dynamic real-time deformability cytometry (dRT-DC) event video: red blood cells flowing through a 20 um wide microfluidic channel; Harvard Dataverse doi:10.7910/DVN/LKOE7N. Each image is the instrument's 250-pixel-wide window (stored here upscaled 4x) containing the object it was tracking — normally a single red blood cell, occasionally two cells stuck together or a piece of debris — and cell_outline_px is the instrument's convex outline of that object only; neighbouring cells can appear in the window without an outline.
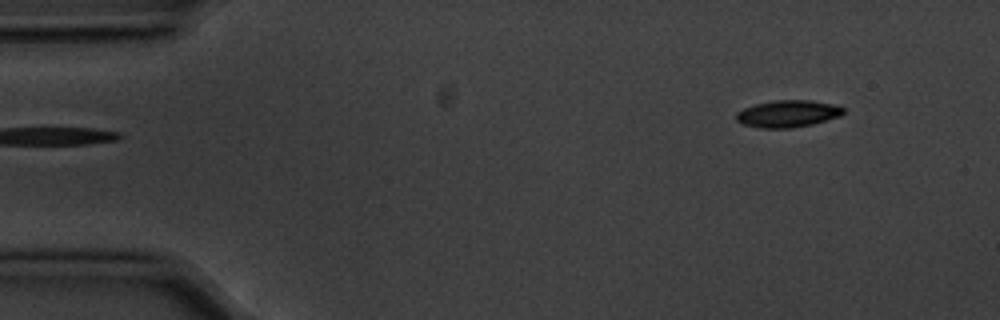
{"species": "common noctule bat (a hibernating species)", "species_latin": "Nyctalus noctula", "temperature_condition": "cold", "stored_images_in_passage": 4, "segment_of_instrument_passage": [2, 2], "camera_frame_rate_fps": 3000, "um_per_image_px": 0.085, "animal": {"sex": "male", "body_mass_g": 20.1, "forearm_length_mm": 53.5}, "frame": {"image": 1, "passage_image": 4, "time_ms": 1.0, "image_size_px": [1000, 320], "cell_outline_px": [[844, 112], [840, 116], [812, 124], [792, 128], [760, 128], [744, 124], [736, 120], [736, 112], [744, 108], [756, 104], [776, 100], [808, 100], [832, 104], [844, 108]], "centroid_in_image_um": [66.95, 9.67], "position_along_channel_um": 18.1, "area_um2": 16.7}}